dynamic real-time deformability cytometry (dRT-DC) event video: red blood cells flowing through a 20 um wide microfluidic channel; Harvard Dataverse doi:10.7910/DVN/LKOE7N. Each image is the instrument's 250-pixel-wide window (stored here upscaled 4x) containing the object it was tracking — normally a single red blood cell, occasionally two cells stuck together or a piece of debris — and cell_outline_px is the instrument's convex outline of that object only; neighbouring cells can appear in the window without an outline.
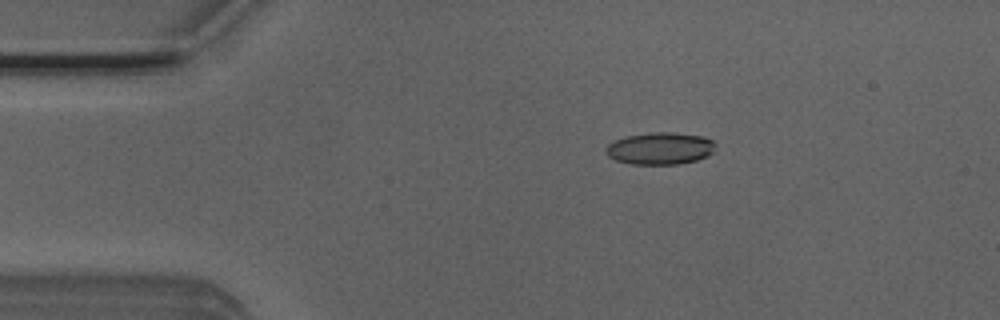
{"species": "Egyptian fruit bat (a non-hibernating species)", "species_latin": "Rousettus aegyptiacus", "temperature_condition": "room temperature", "stored_images_in_passage": 4, "camera_frame_rate_fps": 3000, "um_per_image_px": 0.085, "animal": {"sex": "male"}, "frame": {"image": 1, "passage_image": 4, "time_ms": 1.0, "image_size_px": [1000, 320], "cell_outline_px": [[716, 144], [712, 152], [708, 156], [696, 160], [680, 164], [632, 164], [616, 160], [608, 156], [604, 152], [604, 148], [608, 144], [624, 136], [648, 132], [672, 132], [704, 136], [712, 140]], "centroid_in_image_um": [56.09, 12.6], "position_along_channel_um": 28.9, "area_um2": 20.75}}